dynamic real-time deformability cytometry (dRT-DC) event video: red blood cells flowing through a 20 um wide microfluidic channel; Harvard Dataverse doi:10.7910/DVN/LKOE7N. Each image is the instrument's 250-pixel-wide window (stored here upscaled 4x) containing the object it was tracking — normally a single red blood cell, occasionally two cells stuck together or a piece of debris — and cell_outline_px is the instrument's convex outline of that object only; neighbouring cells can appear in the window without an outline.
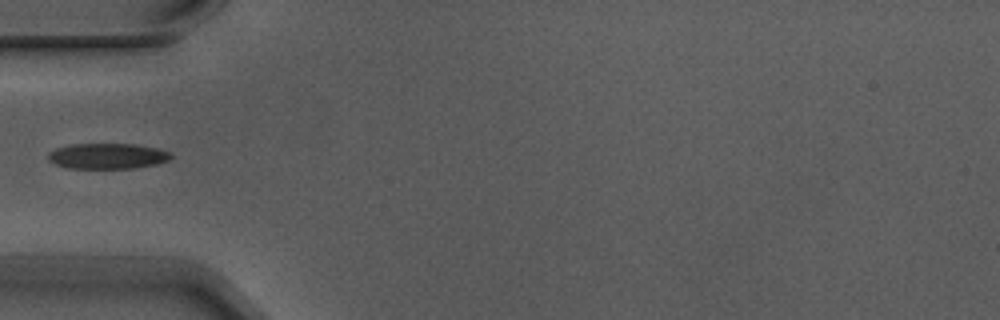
{"species": "Egyptian fruit bat (a non-hibernating species)", "species_latin": "Rousettus aegyptiacus", "temperature_condition": "warm", "stored_images_in_passage": 5, "camera_frame_rate_fps": 3000, "um_per_image_px": 0.085, "animal": {"sex": "male"}, "frame": {"image": 1, "passage_image": 5, "time_ms": 1.333, "image_size_px": [1000, 320], "cell_outline_px": [[172, 156], [168, 160], [156, 164], [132, 168], [68, 168], [56, 164], [48, 160], [48, 152], [56, 148], [72, 144], [136, 144], [160, 148], [172, 152]], "centroid_in_image_um": [9.16, 13.25], "position_along_channel_um": 75.8, "area_um2": 18.38}}